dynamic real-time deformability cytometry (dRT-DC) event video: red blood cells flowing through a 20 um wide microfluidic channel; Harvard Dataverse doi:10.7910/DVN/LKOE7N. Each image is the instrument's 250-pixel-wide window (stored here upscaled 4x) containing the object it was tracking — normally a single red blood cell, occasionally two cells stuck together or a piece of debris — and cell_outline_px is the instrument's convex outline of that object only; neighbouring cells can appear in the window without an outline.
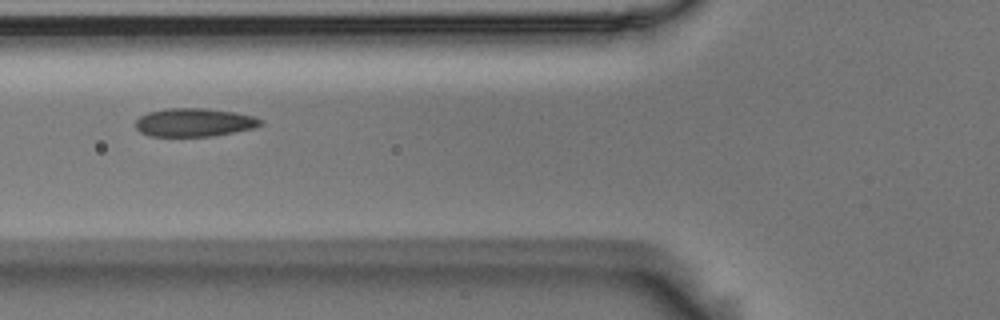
{"species": "Egyptian fruit bat (a non-hibernating species)", "species_latin": "Rousettus aegyptiacus", "temperature_condition": "room temperature", "stored_images_in_passage": 5, "camera_frame_rate_fps": 3000, "um_per_image_px": 0.085, "animal": {"sex": "male"}, "frame": {"image": 1, "passage_image": 3, "time_ms": 0.667, "image_size_px": [1000, 320], "cell_outline_px": [[264, 124], [256, 128], [212, 136], [148, 136], [140, 132], [136, 128], [136, 120], [140, 116], [148, 112], [168, 108], [204, 108], [236, 112], [252, 116], [264, 120]], "centroid_in_image_um": [16.54, 10.4], "position_along_channel_um": 109.3, "area_um2": 20.81}}
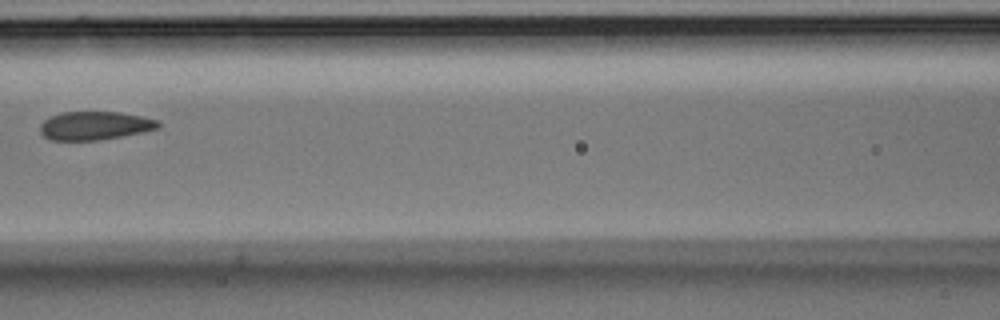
{"frame": {"image": 2, "passage_image": 4, "time_ms": 1.0, "image_size_px": [1000, 320], "cell_outline_px": [[160, 128], [144, 132], [96, 140], [48, 140], [40, 132], [40, 124], [44, 120], [60, 112], [120, 112], [160, 120]], "centroid_in_image_um": [8.07, 10.68], "position_along_channel_um": 158.5, "area_um2": 19.59}}
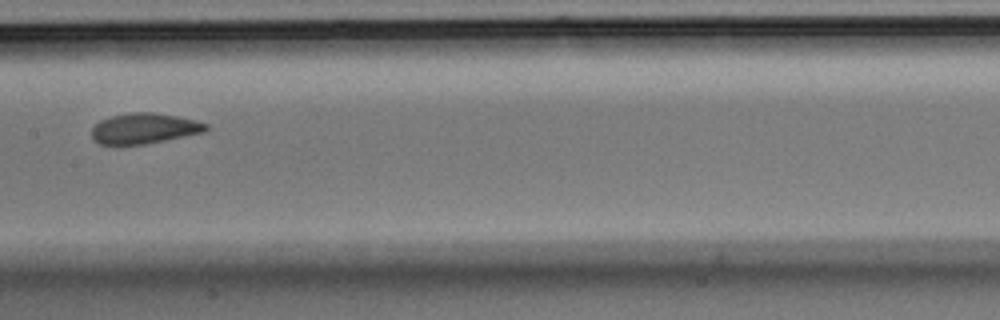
{"frame": {"image": 3, "passage_image": 5, "time_ms": 1.333, "image_size_px": [1000, 320], "cell_outline_px": [[208, 128], [204, 132], [144, 144], [116, 148], [100, 144], [92, 140], [92, 128], [100, 120], [112, 116], [132, 112], [152, 112], [176, 116], [196, 120], [208, 124]], "centroid_in_image_um": [12.19, 10.95], "position_along_channel_um": 195.2, "area_um2": 20.75}}